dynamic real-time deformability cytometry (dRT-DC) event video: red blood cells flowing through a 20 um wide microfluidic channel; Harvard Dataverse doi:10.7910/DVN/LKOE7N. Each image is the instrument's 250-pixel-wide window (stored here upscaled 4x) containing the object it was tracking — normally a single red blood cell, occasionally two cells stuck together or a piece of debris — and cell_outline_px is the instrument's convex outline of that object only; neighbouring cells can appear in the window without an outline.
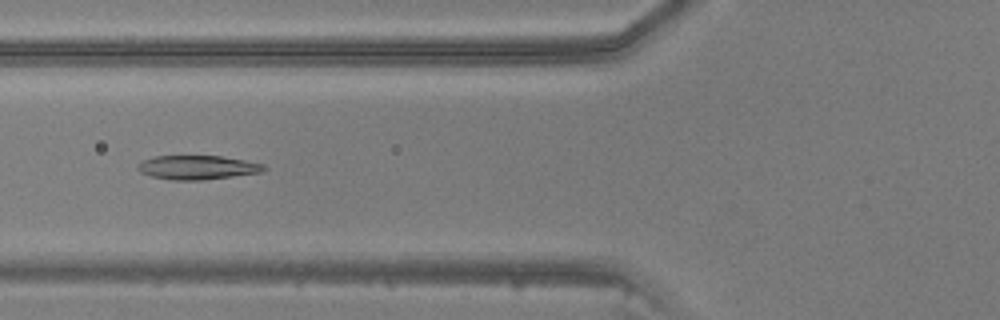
{"species": "common noctule bat (a hibernating species)", "species_latin": "Nyctalus noctula", "temperature_condition": "warm", "stored_images_in_passage": 40, "camera_frame_rate_fps": 3000, "um_per_image_px": 0.085, "animal": {"sex": "male", "body_mass_g": 20.5, "forearm_length_mm": 52.5}, "frame": {"image": 1, "passage_image": 12, "time_ms": 3.667, "image_size_px": [1000, 320], "cell_outline_px": [[268, 168], [260, 172], [204, 180], [168, 180], [152, 176], [140, 172], [136, 168], [136, 164], [144, 160], [156, 156], [220, 156], [244, 160], [264, 164]], "centroid_in_image_um": [16.75, 14.23], "position_along_channel_um": 109.0, "area_um2": 17.63}}
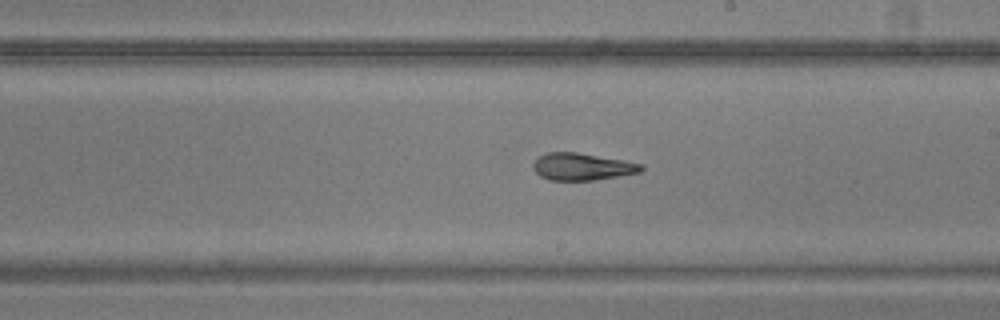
{"frame": {"image": 2, "passage_image": 21, "time_ms": 6.667, "image_size_px": [1000, 320], "cell_outline_px": [[644, 168], [640, 172], [592, 180], [548, 180], [540, 176], [532, 168], [532, 164], [540, 156], [548, 152], [576, 152], [624, 160], [644, 164]], "centroid_in_image_um": [49.47, 14.16], "position_along_channel_um": 239.5, "area_um2": 16.99}}
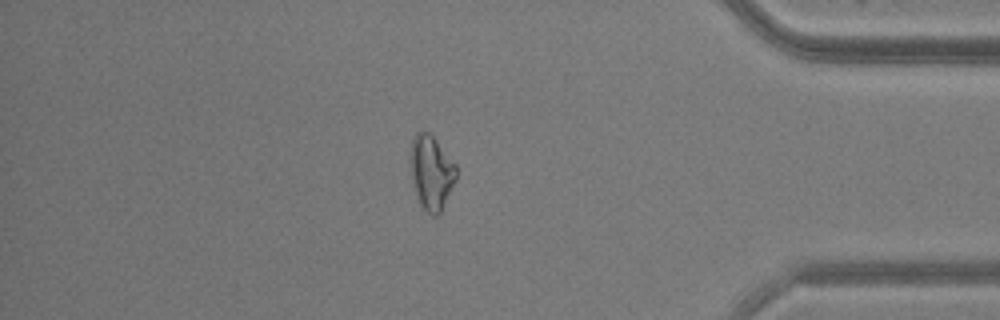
{"frame": {"image": 3, "passage_image": 34, "time_ms": 11.0, "image_size_px": [1000, 320], "cell_outline_px": [[456, 180], [440, 212], [436, 216], [432, 216], [420, 204], [416, 196], [412, 184], [412, 140], [416, 132], [428, 132], [436, 140], [456, 164]], "centroid_in_image_um": [36.68, 14.68], "position_along_channel_um": 398.5, "area_um2": 19.36}}